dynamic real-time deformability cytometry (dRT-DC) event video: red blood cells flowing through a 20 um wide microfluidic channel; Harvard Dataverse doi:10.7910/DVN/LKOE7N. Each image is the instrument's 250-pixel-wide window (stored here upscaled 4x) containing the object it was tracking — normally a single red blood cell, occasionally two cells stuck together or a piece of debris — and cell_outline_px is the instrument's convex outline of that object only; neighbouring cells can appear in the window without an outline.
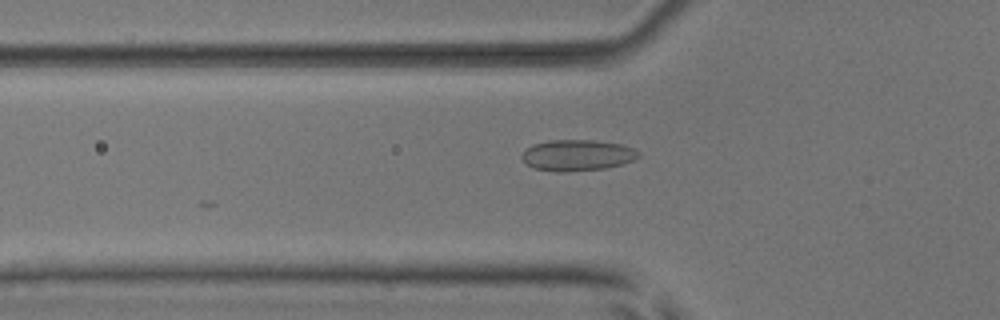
{"species": "common noctule bat (a hibernating species)", "species_latin": "Nyctalus noctula", "temperature_condition": "room temperature", "stored_images_in_passage": 6, "camera_frame_rate_fps": 3000, "um_per_image_px": 0.085, "animal": {"sex": "male", "body_mass_g": 17.9, "forearm_length_mm": 54.2}, "frame": {"image": 1, "passage_image": 5, "time_ms": 1.333, "image_size_px": [1000, 320], "cell_outline_px": [[640, 156], [624, 164], [604, 168], [564, 172], [556, 172], [536, 168], [528, 164], [520, 156], [524, 148], [532, 144], [548, 140], [592, 140], [620, 144], [636, 148], [640, 152]], "centroid_in_image_um": [49.07, 13.18], "position_along_channel_um": 76.7, "area_um2": 21.27}}
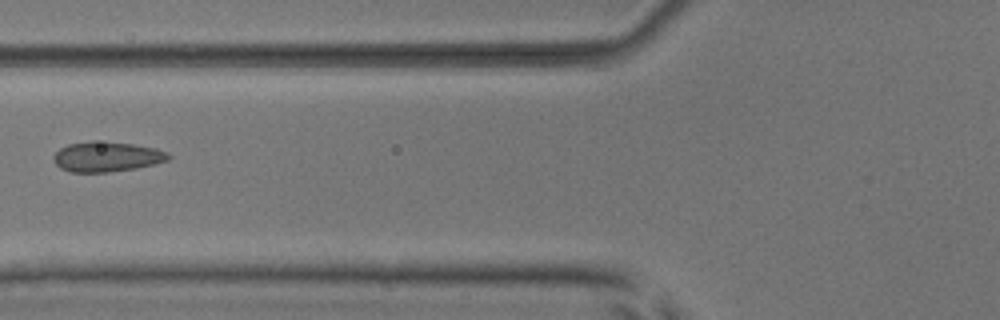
{"frame": {"image": 2, "passage_image": 6, "time_ms": 1.667, "image_size_px": [1000, 320], "cell_outline_px": [[172, 156], [168, 160], [136, 168], [108, 172], [72, 172], [60, 168], [52, 160], [52, 156], [60, 148], [68, 144], [92, 140], [132, 144], [156, 148], [168, 152]], "centroid_in_image_um": [9.05, 13.31], "position_along_channel_um": 116.7, "area_um2": 20.17}}